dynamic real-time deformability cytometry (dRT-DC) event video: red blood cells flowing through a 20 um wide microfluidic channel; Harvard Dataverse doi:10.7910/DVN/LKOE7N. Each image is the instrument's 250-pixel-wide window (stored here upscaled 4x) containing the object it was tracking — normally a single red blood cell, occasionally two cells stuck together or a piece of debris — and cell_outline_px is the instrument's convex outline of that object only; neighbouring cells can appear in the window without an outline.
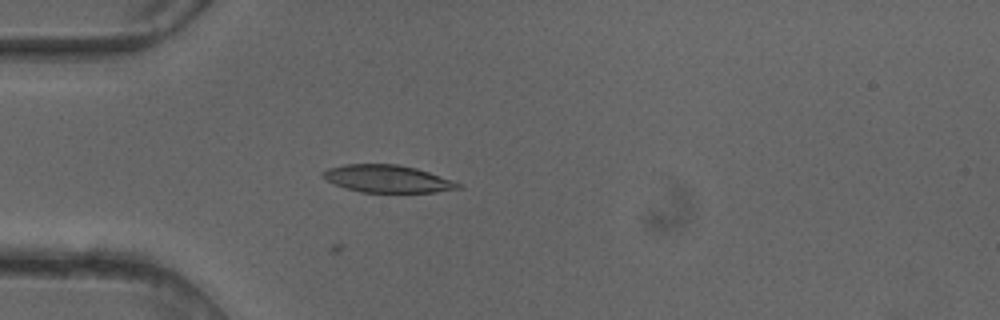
{"species": "common noctule bat (a hibernating species)", "species_latin": "Nyctalus noctula", "temperature_condition": "cold", "stored_images_in_passage": 27, "camera_frame_rate_fps": 3000, "um_per_image_px": 0.085, "animal": {"sex": "female"}, "frame": {"image": 1, "passage_image": 15, "time_ms": 4.667, "image_size_px": [1000, 320], "cell_outline_px": [[464, 188], [436, 192], [360, 192], [344, 188], [320, 176], [320, 172], [328, 168], [344, 164], [396, 164], [416, 168], [464, 184]], "centroid_in_image_um": [32.94, 15.2], "position_along_channel_um": 52.1, "area_um2": 21.73}}
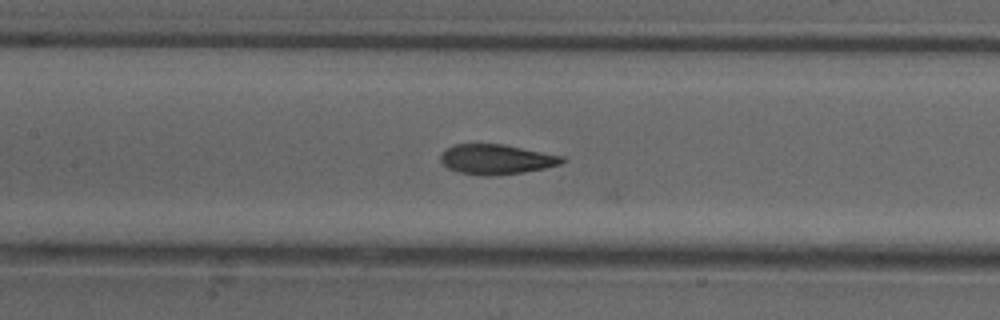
{"frame": {"image": 2, "passage_image": 24, "time_ms": 7.667, "image_size_px": [1000, 320], "cell_outline_px": [[568, 160], [560, 164], [544, 168], [524, 172], [492, 176], [484, 176], [460, 172], [448, 168], [440, 160], [440, 152], [444, 148], [456, 144], [504, 144], [564, 156]], "centroid_in_image_um": [42.19, 13.53], "position_along_channel_um": 165.2, "area_um2": 21.39}}